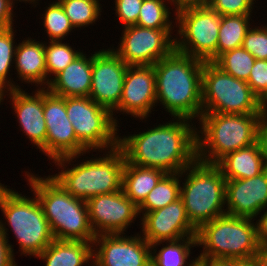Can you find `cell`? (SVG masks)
Here are the masks:
<instances>
[{"instance_id": "5b68a950", "label": "cell", "mask_w": 267, "mask_h": 266, "mask_svg": "<svg viewBox=\"0 0 267 266\" xmlns=\"http://www.w3.org/2000/svg\"><path fill=\"white\" fill-rule=\"evenodd\" d=\"M260 118L261 114L202 113L201 137L199 132L196 137L197 160L216 164L227 154L256 143Z\"/></svg>"}, {"instance_id": "681fc988", "label": "cell", "mask_w": 267, "mask_h": 266, "mask_svg": "<svg viewBox=\"0 0 267 266\" xmlns=\"http://www.w3.org/2000/svg\"><path fill=\"white\" fill-rule=\"evenodd\" d=\"M11 266H17V263L14 262Z\"/></svg>"}, {"instance_id": "7dc6e473", "label": "cell", "mask_w": 267, "mask_h": 266, "mask_svg": "<svg viewBox=\"0 0 267 266\" xmlns=\"http://www.w3.org/2000/svg\"><path fill=\"white\" fill-rule=\"evenodd\" d=\"M15 1H17V0H15ZM20 2L21 1H25V2H30V3H32V4H34L37 0H19ZM39 1V0H38ZM9 2L11 3V5L13 6L14 5V0H9Z\"/></svg>"}, {"instance_id": "d590c367", "label": "cell", "mask_w": 267, "mask_h": 266, "mask_svg": "<svg viewBox=\"0 0 267 266\" xmlns=\"http://www.w3.org/2000/svg\"><path fill=\"white\" fill-rule=\"evenodd\" d=\"M259 100L267 104V60L256 59L246 81Z\"/></svg>"}, {"instance_id": "d4e9b609", "label": "cell", "mask_w": 267, "mask_h": 266, "mask_svg": "<svg viewBox=\"0 0 267 266\" xmlns=\"http://www.w3.org/2000/svg\"><path fill=\"white\" fill-rule=\"evenodd\" d=\"M166 173L157 168L140 167L125 161L122 189L139 207Z\"/></svg>"}, {"instance_id": "6da1fadb", "label": "cell", "mask_w": 267, "mask_h": 266, "mask_svg": "<svg viewBox=\"0 0 267 266\" xmlns=\"http://www.w3.org/2000/svg\"><path fill=\"white\" fill-rule=\"evenodd\" d=\"M175 119L146 132L119 137L118 148L125 161L165 173H180L192 165L197 160V128L190 125V119Z\"/></svg>"}, {"instance_id": "484cf974", "label": "cell", "mask_w": 267, "mask_h": 266, "mask_svg": "<svg viewBox=\"0 0 267 266\" xmlns=\"http://www.w3.org/2000/svg\"><path fill=\"white\" fill-rule=\"evenodd\" d=\"M162 242L169 243L163 246L158 253H156L157 245ZM197 246L196 237H185L178 240L158 241L151 244V264L152 266H198V259L194 258L191 263H188L190 257L191 247ZM188 263V264H186Z\"/></svg>"}, {"instance_id": "cb8c5ba5", "label": "cell", "mask_w": 267, "mask_h": 266, "mask_svg": "<svg viewBox=\"0 0 267 266\" xmlns=\"http://www.w3.org/2000/svg\"><path fill=\"white\" fill-rule=\"evenodd\" d=\"M93 243L54 239L38 256L45 266H83L93 258Z\"/></svg>"}, {"instance_id": "c3c4849f", "label": "cell", "mask_w": 267, "mask_h": 266, "mask_svg": "<svg viewBox=\"0 0 267 266\" xmlns=\"http://www.w3.org/2000/svg\"><path fill=\"white\" fill-rule=\"evenodd\" d=\"M1 102H2V97H1V93H0V104H1Z\"/></svg>"}, {"instance_id": "ac0fdd59", "label": "cell", "mask_w": 267, "mask_h": 266, "mask_svg": "<svg viewBox=\"0 0 267 266\" xmlns=\"http://www.w3.org/2000/svg\"><path fill=\"white\" fill-rule=\"evenodd\" d=\"M142 237L151 245L158 241L196 237L197 230L189 222L181 198L167 206L142 212Z\"/></svg>"}, {"instance_id": "d6a6232c", "label": "cell", "mask_w": 267, "mask_h": 266, "mask_svg": "<svg viewBox=\"0 0 267 266\" xmlns=\"http://www.w3.org/2000/svg\"><path fill=\"white\" fill-rule=\"evenodd\" d=\"M45 49V63L47 75H57L63 71L75 58L82 52L72 49L67 43H62V40L50 41Z\"/></svg>"}, {"instance_id": "4316f807", "label": "cell", "mask_w": 267, "mask_h": 266, "mask_svg": "<svg viewBox=\"0 0 267 266\" xmlns=\"http://www.w3.org/2000/svg\"><path fill=\"white\" fill-rule=\"evenodd\" d=\"M185 172L166 173L150 191L144 202L138 207L139 216L141 212H151L161 209L180 198L179 178Z\"/></svg>"}, {"instance_id": "f1b7e54d", "label": "cell", "mask_w": 267, "mask_h": 266, "mask_svg": "<svg viewBox=\"0 0 267 266\" xmlns=\"http://www.w3.org/2000/svg\"><path fill=\"white\" fill-rule=\"evenodd\" d=\"M255 60L247 50L238 47L224 52L214 63L229 75L247 81Z\"/></svg>"}, {"instance_id": "30bf717a", "label": "cell", "mask_w": 267, "mask_h": 266, "mask_svg": "<svg viewBox=\"0 0 267 266\" xmlns=\"http://www.w3.org/2000/svg\"><path fill=\"white\" fill-rule=\"evenodd\" d=\"M65 108L79 143L88 152L118 147L117 120L109 109L79 96L65 97Z\"/></svg>"}, {"instance_id": "4fadbf2b", "label": "cell", "mask_w": 267, "mask_h": 266, "mask_svg": "<svg viewBox=\"0 0 267 266\" xmlns=\"http://www.w3.org/2000/svg\"><path fill=\"white\" fill-rule=\"evenodd\" d=\"M43 114L45 118L46 156L55 160L65 156L83 155L88 151L79 143L67 116L65 97L43 88Z\"/></svg>"}, {"instance_id": "b9f144b4", "label": "cell", "mask_w": 267, "mask_h": 266, "mask_svg": "<svg viewBox=\"0 0 267 266\" xmlns=\"http://www.w3.org/2000/svg\"><path fill=\"white\" fill-rule=\"evenodd\" d=\"M258 140L261 144L263 153L267 160V107L261 113Z\"/></svg>"}, {"instance_id": "ab89813d", "label": "cell", "mask_w": 267, "mask_h": 266, "mask_svg": "<svg viewBox=\"0 0 267 266\" xmlns=\"http://www.w3.org/2000/svg\"><path fill=\"white\" fill-rule=\"evenodd\" d=\"M13 6L9 0H0V30L13 27Z\"/></svg>"}, {"instance_id": "e575fe53", "label": "cell", "mask_w": 267, "mask_h": 266, "mask_svg": "<svg viewBox=\"0 0 267 266\" xmlns=\"http://www.w3.org/2000/svg\"><path fill=\"white\" fill-rule=\"evenodd\" d=\"M242 47L255 59L267 60V25L251 27L245 35Z\"/></svg>"}, {"instance_id": "5bb4252c", "label": "cell", "mask_w": 267, "mask_h": 266, "mask_svg": "<svg viewBox=\"0 0 267 266\" xmlns=\"http://www.w3.org/2000/svg\"><path fill=\"white\" fill-rule=\"evenodd\" d=\"M127 68L113 48L94 52L89 98L112 112L121 100Z\"/></svg>"}, {"instance_id": "f6af8a7d", "label": "cell", "mask_w": 267, "mask_h": 266, "mask_svg": "<svg viewBox=\"0 0 267 266\" xmlns=\"http://www.w3.org/2000/svg\"><path fill=\"white\" fill-rule=\"evenodd\" d=\"M254 258L259 266H267V246H260Z\"/></svg>"}, {"instance_id": "8992f818", "label": "cell", "mask_w": 267, "mask_h": 266, "mask_svg": "<svg viewBox=\"0 0 267 266\" xmlns=\"http://www.w3.org/2000/svg\"><path fill=\"white\" fill-rule=\"evenodd\" d=\"M187 177L180 186V198L191 225L198 230L203 224L226 215V179L215 164L196 160L183 170Z\"/></svg>"}, {"instance_id": "44dd1931", "label": "cell", "mask_w": 267, "mask_h": 266, "mask_svg": "<svg viewBox=\"0 0 267 266\" xmlns=\"http://www.w3.org/2000/svg\"><path fill=\"white\" fill-rule=\"evenodd\" d=\"M85 55L82 52L63 71L50 78L47 89L62 97H89L93 55L88 58Z\"/></svg>"}, {"instance_id": "ee69618b", "label": "cell", "mask_w": 267, "mask_h": 266, "mask_svg": "<svg viewBox=\"0 0 267 266\" xmlns=\"http://www.w3.org/2000/svg\"><path fill=\"white\" fill-rule=\"evenodd\" d=\"M198 266H233V259H198Z\"/></svg>"}, {"instance_id": "d6986e66", "label": "cell", "mask_w": 267, "mask_h": 266, "mask_svg": "<svg viewBox=\"0 0 267 266\" xmlns=\"http://www.w3.org/2000/svg\"><path fill=\"white\" fill-rule=\"evenodd\" d=\"M226 214L253 219L267 207V169L247 179L226 180Z\"/></svg>"}, {"instance_id": "1f68e13d", "label": "cell", "mask_w": 267, "mask_h": 266, "mask_svg": "<svg viewBox=\"0 0 267 266\" xmlns=\"http://www.w3.org/2000/svg\"><path fill=\"white\" fill-rule=\"evenodd\" d=\"M165 1L144 0L136 25L143 28L172 29L173 25L169 20L171 12Z\"/></svg>"}, {"instance_id": "2e32d148", "label": "cell", "mask_w": 267, "mask_h": 266, "mask_svg": "<svg viewBox=\"0 0 267 266\" xmlns=\"http://www.w3.org/2000/svg\"><path fill=\"white\" fill-rule=\"evenodd\" d=\"M122 235V236H121ZM96 235L93 247V266H148L151 263V245L138 234ZM101 243V244H100Z\"/></svg>"}, {"instance_id": "52a82bcc", "label": "cell", "mask_w": 267, "mask_h": 266, "mask_svg": "<svg viewBox=\"0 0 267 266\" xmlns=\"http://www.w3.org/2000/svg\"><path fill=\"white\" fill-rule=\"evenodd\" d=\"M196 239L204 248L197 259H251L260 247L255 222L227 214L203 224Z\"/></svg>"}, {"instance_id": "ffe728a7", "label": "cell", "mask_w": 267, "mask_h": 266, "mask_svg": "<svg viewBox=\"0 0 267 266\" xmlns=\"http://www.w3.org/2000/svg\"><path fill=\"white\" fill-rule=\"evenodd\" d=\"M8 94L20 127L37 149L46 154L47 128L43 114V87L39 86L33 96L21 88L9 90Z\"/></svg>"}, {"instance_id": "f546056e", "label": "cell", "mask_w": 267, "mask_h": 266, "mask_svg": "<svg viewBox=\"0 0 267 266\" xmlns=\"http://www.w3.org/2000/svg\"><path fill=\"white\" fill-rule=\"evenodd\" d=\"M74 28L95 23L101 15L99 0H58Z\"/></svg>"}, {"instance_id": "7a4b0ae2", "label": "cell", "mask_w": 267, "mask_h": 266, "mask_svg": "<svg viewBox=\"0 0 267 266\" xmlns=\"http://www.w3.org/2000/svg\"><path fill=\"white\" fill-rule=\"evenodd\" d=\"M203 65V60L176 49L153 65L156 102H161L171 117L192 120L202 115Z\"/></svg>"}, {"instance_id": "bcb514c9", "label": "cell", "mask_w": 267, "mask_h": 266, "mask_svg": "<svg viewBox=\"0 0 267 266\" xmlns=\"http://www.w3.org/2000/svg\"><path fill=\"white\" fill-rule=\"evenodd\" d=\"M233 266H259L255 258L251 259H233Z\"/></svg>"}, {"instance_id": "74e56055", "label": "cell", "mask_w": 267, "mask_h": 266, "mask_svg": "<svg viewBox=\"0 0 267 266\" xmlns=\"http://www.w3.org/2000/svg\"><path fill=\"white\" fill-rule=\"evenodd\" d=\"M144 0H115V11L124 27L136 25Z\"/></svg>"}, {"instance_id": "7402d4cb", "label": "cell", "mask_w": 267, "mask_h": 266, "mask_svg": "<svg viewBox=\"0 0 267 266\" xmlns=\"http://www.w3.org/2000/svg\"><path fill=\"white\" fill-rule=\"evenodd\" d=\"M226 180L247 179L267 169V160L259 140L221 158L215 164Z\"/></svg>"}, {"instance_id": "8fae6325", "label": "cell", "mask_w": 267, "mask_h": 266, "mask_svg": "<svg viewBox=\"0 0 267 266\" xmlns=\"http://www.w3.org/2000/svg\"><path fill=\"white\" fill-rule=\"evenodd\" d=\"M175 16L181 38H175V49L191 57L214 62L217 59L221 15L206 6L186 9Z\"/></svg>"}, {"instance_id": "3957f363", "label": "cell", "mask_w": 267, "mask_h": 266, "mask_svg": "<svg viewBox=\"0 0 267 266\" xmlns=\"http://www.w3.org/2000/svg\"><path fill=\"white\" fill-rule=\"evenodd\" d=\"M26 174L54 239L93 243L96 235L89 221L86 201L73 197L51 176Z\"/></svg>"}, {"instance_id": "836d02e7", "label": "cell", "mask_w": 267, "mask_h": 266, "mask_svg": "<svg viewBox=\"0 0 267 266\" xmlns=\"http://www.w3.org/2000/svg\"><path fill=\"white\" fill-rule=\"evenodd\" d=\"M43 26L50 41L62 40L74 29L61 4L53 2L45 10Z\"/></svg>"}, {"instance_id": "9c48e42d", "label": "cell", "mask_w": 267, "mask_h": 266, "mask_svg": "<svg viewBox=\"0 0 267 266\" xmlns=\"http://www.w3.org/2000/svg\"><path fill=\"white\" fill-rule=\"evenodd\" d=\"M265 108L246 81L229 75L214 62L204 61L202 113L261 114Z\"/></svg>"}, {"instance_id": "603a6c76", "label": "cell", "mask_w": 267, "mask_h": 266, "mask_svg": "<svg viewBox=\"0 0 267 266\" xmlns=\"http://www.w3.org/2000/svg\"><path fill=\"white\" fill-rule=\"evenodd\" d=\"M38 42L28 38L17 44L13 64L22 81L47 88L50 79L46 72L44 42Z\"/></svg>"}, {"instance_id": "7bdbcfd3", "label": "cell", "mask_w": 267, "mask_h": 266, "mask_svg": "<svg viewBox=\"0 0 267 266\" xmlns=\"http://www.w3.org/2000/svg\"><path fill=\"white\" fill-rule=\"evenodd\" d=\"M257 237L260 246H267V210L256 221Z\"/></svg>"}, {"instance_id": "83f0119b", "label": "cell", "mask_w": 267, "mask_h": 266, "mask_svg": "<svg viewBox=\"0 0 267 266\" xmlns=\"http://www.w3.org/2000/svg\"><path fill=\"white\" fill-rule=\"evenodd\" d=\"M251 15L221 16L217 42V58L224 52L242 47L250 27Z\"/></svg>"}, {"instance_id": "4dcf8cb0", "label": "cell", "mask_w": 267, "mask_h": 266, "mask_svg": "<svg viewBox=\"0 0 267 266\" xmlns=\"http://www.w3.org/2000/svg\"><path fill=\"white\" fill-rule=\"evenodd\" d=\"M13 29L14 28L11 27L0 30V93L2 101L3 96L6 95L5 92L8 93L9 90L20 88V86L12 83L11 79L8 78V73L11 68L10 66H13L11 64L14 62L15 49L17 46L14 44L15 35ZM6 89L8 91H6Z\"/></svg>"}, {"instance_id": "e0dca14e", "label": "cell", "mask_w": 267, "mask_h": 266, "mask_svg": "<svg viewBox=\"0 0 267 266\" xmlns=\"http://www.w3.org/2000/svg\"><path fill=\"white\" fill-rule=\"evenodd\" d=\"M156 79L154 66H128L122 97L113 112H126L141 120L149 117L156 104ZM118 110V111H117Z\"/></svg>"}, {"instance_id": "277c9868", "label": "cell", "mask_w": 267, "mask_h": 266, "mask_svg": "<svg viewBox=\"0 0 267 266\" xmlns=\"http://www.w3.org/2000/svg\"><path fill=\"white\" fill-rule=\"evenodd\" d=\"M79 156L81 155L53 160L62 170L51 177L73 197L87 201L97 195L122 190L125 157L118 147L108 151L106 156L92 158L66 169L65 166Z\"/></svg>"}, {"instance_id": "60d3db41", "label": "cell", "mask_w": 267, "mask_h": 266, "mask_svg": "<svg viewBox=\"0 0 267 266\" xmlns=\"http://www.w3.org/2000/svg\"><path fill=\"white\" fill-rule=\"evenodd\" d=\"M171 5L175 4V14L190 8L206 7L210 0H169ZM173 3V4H172Z\"/></svg>"}, {"instance_id": "8d00e7d4", "label": "cell", "mask_w": 267, "mask_h": 266, "mask_svg": "<svg viewBox=\"0 0 267 266\" xmlns=\"http://www.w3.org/2000/svg\"><path fill=\"white\" fill-rule=\"evenodd\" d=\"M255 0H210L209 7L221 16L251 15Z\"/></svg>"}, {"instance_id": "f35d334b", "label": "cell", "mask_w": 267, "mask_h": 266, "mask_svg": "<svg viewBox=\"0 0 267 266\" xmlns=\"http://www.w3.org/2000/svg\"><path fill=\"white\" fill-rule=\"evenodd\" d=\"M0 220V266H11L15 262L13 246L7 237L8 228Z\"/></svg>"}, {"instance_id": "9a60e30c", "label": "cell", "mask_w": 267, "mask_h": 266, "mask_svg": "<svg viewBox=\"0 0 267 266\" xmlns=\"http://www.w3.org/2000/svg\"><path fill=\"white\" fill-rule=\"evenodd\" d=\"M89 221L95 235L125 234L138 217V207L126 196L123 189L101 194L87 201Z\"/></svg>"}, {"instance_id": "7c38bea8", "label": "cell", "mask_w": 267, "mask_h": 266, "mask_svg": "<svg viewBox=\"0 0 267 266\" xmlns=\"http://www.w3.org/2000/svg\"><path fill=\"white\" fill-rule=\"evenodd\" d=\"M123 28L119 48L113 50L128 66L154 65L175 49V38L171 36L173 29L143 28L137 25Z\"/></svg>"}, {"instance_id": "ba28073f", "label": "cell", "mask_w": 267, "mask_h": 266, "mask_svg": "<svg viewBox=\"0 0 267 266\" xmlns=\"http://www.w3.org/2000/svg\"><path fill=\"white\" fill-rule=\"evenodd\" d=\"M0 209L18 240L21 254L37 257L54 240L36 195L31 199L0 183Z\"/></svg>"}]
</instances>
